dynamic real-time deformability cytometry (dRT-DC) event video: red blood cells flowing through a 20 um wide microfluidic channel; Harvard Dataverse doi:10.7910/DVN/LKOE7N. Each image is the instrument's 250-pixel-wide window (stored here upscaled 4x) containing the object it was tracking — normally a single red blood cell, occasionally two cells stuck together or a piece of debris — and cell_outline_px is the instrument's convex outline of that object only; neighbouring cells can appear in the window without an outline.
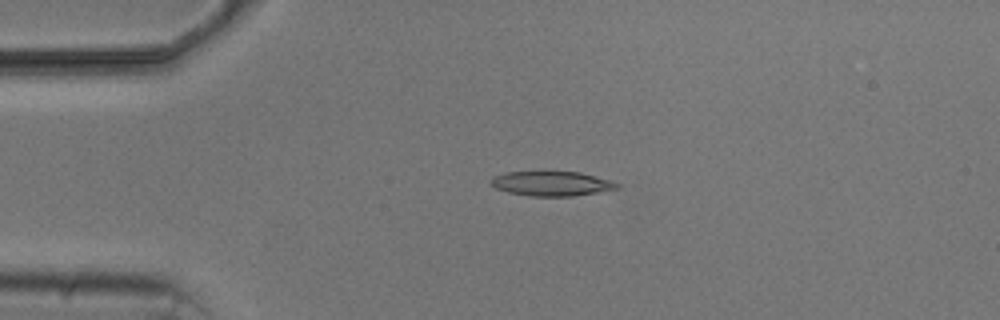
{"species": "common noctule bat (a hibernating species)", "species_latin": "Nyctalus noctula", "temperature_condition": "cold", "stored_images_in_passage": 5, "camera_frame_rate_fps": 3000, "um_per_image_px": 0.085, "animal": {"sex": "male", "body_mass_g": 20.5, "forearm_length_mm": 52.5}, "frame": {"image": 1, "passage_image": 4, "time_ms": 3.333, "image_size_px": [1000, 320], "cell_outline_px": [[620, 188], [572, 196], [528, 196], [508, 192], [496, 188], [488, 180], [492, 176], [504, 172], [544, 168], [580, 172], [612, 180], [620, 184]], "centroid_in_image_um": [46.83, 15.54], "position_along_channel_um": 38.2, "area_um2": 19.25}}